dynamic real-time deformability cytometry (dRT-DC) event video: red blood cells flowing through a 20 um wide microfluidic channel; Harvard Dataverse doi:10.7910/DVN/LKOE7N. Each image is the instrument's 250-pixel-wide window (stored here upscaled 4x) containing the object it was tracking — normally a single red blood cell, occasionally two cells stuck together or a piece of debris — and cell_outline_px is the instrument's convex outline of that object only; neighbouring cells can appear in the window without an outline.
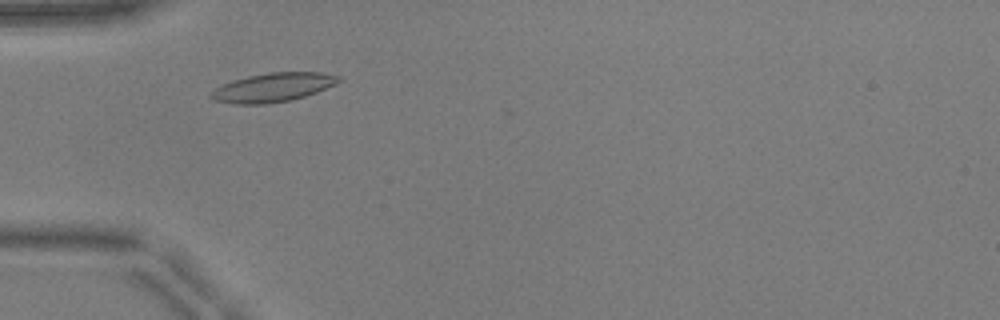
{"species": "common noctule bat (a hibernating species)", "species_latin": "Nyctalus noctula", "temperature_condition": "warm", "stored_images_in_passage": 42, "camera_frame_rate_fps": 3000, "um_per_image_px": 0.085, "animal": {"sex": "male", "body_mass_g": 17.9, "forearm_length_mm": 54.2}, "frame": {"image": 1, "passage_image": 7, "time_ms": 2.0, "image_size_px": [1000, 320], "cell_outline_px": [[340, 80], [336, 84], [316, 92], [292, 100], [264, 104], [232, 104], [212, 100], [208, 96], [208, 92], [232, 80], [248, 76], [268, 72], [320, 72], [340, 76]], "centroid_in_image_um": [23.15, 7.43], "position_along_channel_um": 61.9, "area_um2": 21.62}}
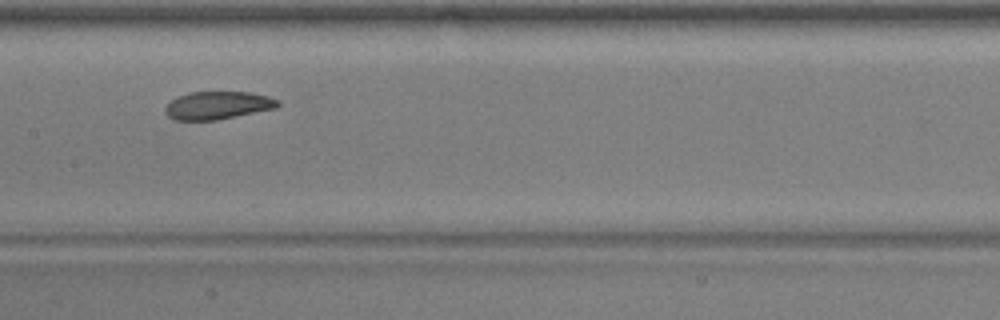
{"frame": {"image": 2, "passage_image": 17, "time_ms": 5.333, "image_size_px": [1000, 320], "cell_outline_px": [[280, 104], [276, 108], [216, 120], [172, 120], [164, 112], [164, 108], [172, 100], [180, 96], [192, 92], [248, 92], [268, 96], [280, 100]], "centroid_in_image_um": [18.51, 8.96], "position_along_channel_um": 188.9, "area_um2": 18.21}}
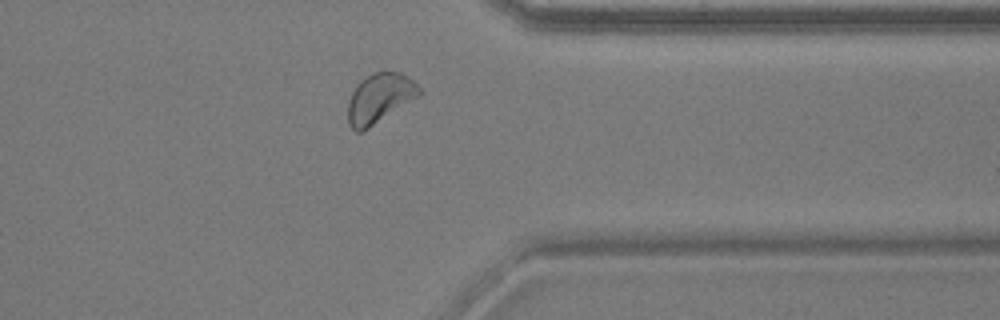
{"frame": {"image": 3, "passage_image": 32, "time_ms": 10.333, "image_size_px": [1000, 320], "cell_outline_px": [[424, 92], [420, 96], [364, 132], [356, 132], [348, 124], [348, 100], [356, 84], [360, 80], [372, 72], [384, 68], [400, 72], [412, 80]], "centroid_in_image_um": [32.27, 8.33], "position_along_channel_um": 379.1, "area_um2": 21.39}, "authors_computed_cell_mechanics": {"area_um2": 19.3919, "velocity_mm_per_s": 3.9031, "shape_relaxation_time_tau1_ms": 5.4346, "shape_relaxation_time_tau2_ms": 3.6973, "deformation_change_tau1": 0.1486, "deformation_change_tau2": 0.0862}}